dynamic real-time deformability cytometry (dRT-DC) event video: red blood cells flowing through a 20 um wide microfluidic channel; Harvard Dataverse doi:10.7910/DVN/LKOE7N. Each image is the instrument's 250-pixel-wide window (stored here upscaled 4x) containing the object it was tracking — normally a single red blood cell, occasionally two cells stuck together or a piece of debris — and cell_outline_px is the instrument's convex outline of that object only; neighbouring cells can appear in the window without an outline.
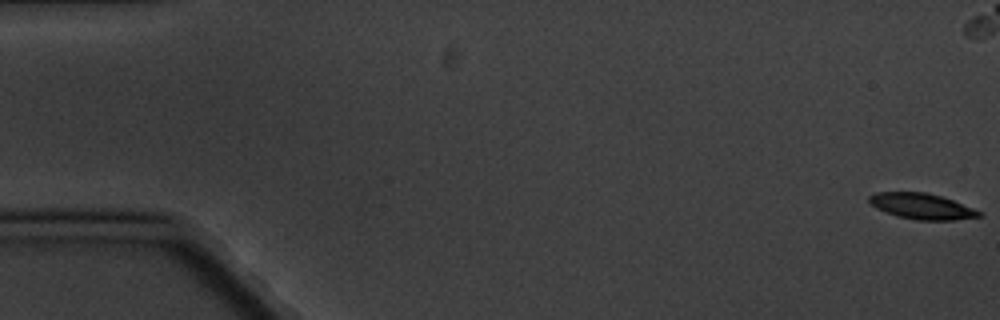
{"species": "common noctule bat (a hibernating species)", "species_latin": "Nyctalus noctula", "temperature_condition": "cold", "stored_images_in_passage": 9, "camera_frame_rate_fps": 3000, "um_per_image_px": 0.085, "animal": {"sex": "male", "body_mass_g": 20.1, "forearm_length_mm": 53.5}, "frame": {"image": 1, "passage_image": 1, "time_ms": 0.0, "image_size_px": [1000, 320], "cell_outline_px": [[984, 216], [956, 220], [916, 220], [896, 216], [876, 208], [868, 200], [868, 196], [876, 192], [928, 192], [952, 200], [984, 212]], "centroid_in_image_um": [78.38, 17.54], "position_along_channel_um": 6.6, "area_um2": 16.65}}